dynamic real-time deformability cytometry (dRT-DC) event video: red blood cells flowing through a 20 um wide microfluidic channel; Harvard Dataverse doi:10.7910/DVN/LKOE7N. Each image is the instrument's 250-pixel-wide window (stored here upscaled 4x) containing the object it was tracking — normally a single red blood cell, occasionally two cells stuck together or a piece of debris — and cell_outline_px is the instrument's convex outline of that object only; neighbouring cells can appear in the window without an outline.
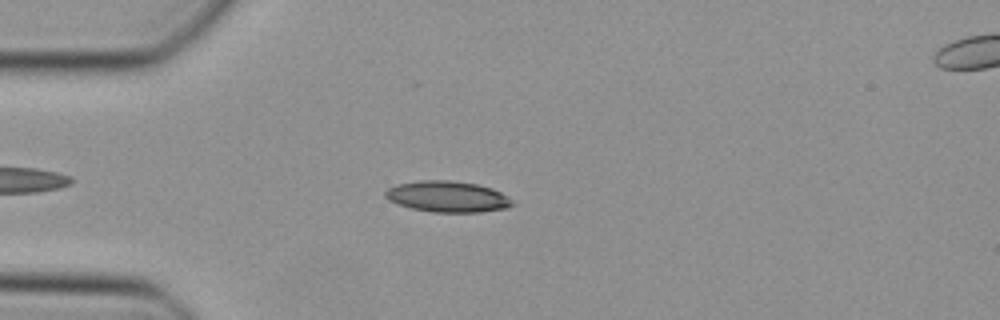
{"species": "Egyptian fruit bat (a non-hibernating species)", "species_latin": "Rousettus aegyptiacus", "temperature_condition": "cold", "stored_images_in_passage": 34, "camera_frame_rate_fps": 3000, "um_per_image_px": 0.085, "animal": {"sex": "female"}, "frame": {"image": 1, "passage_image": 4, "time_ms": 1.0, "image_size_px": [1000, 320], "cell_outline_px": [[516, 204], [508, 208], [480, 212], [432, 212], [412, 208], [396, 204], [388, 200], [384, 196], [384, 192], [388, 188], [396, 184], [420, 180], [448, 180], [476, 184], [492, 188], [508, 196]], "centroid_in_image_um": [38.03, 16.71], "position_along_channel_um": 47.0, "area_um2": 23.18}}
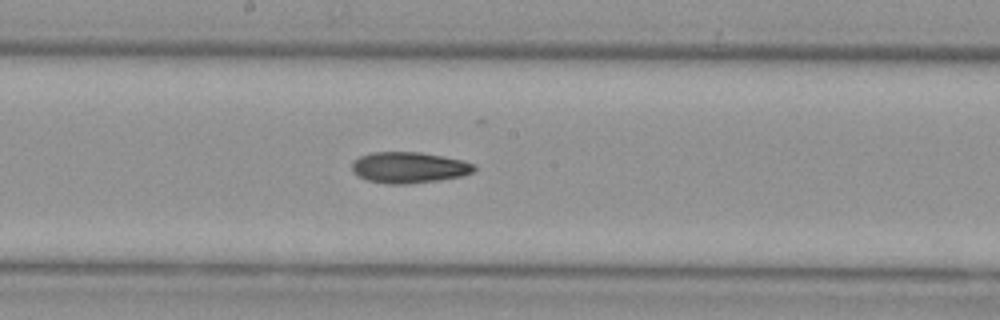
{"frame": {"image": 2, "passage_image": 17, "time_ms": 5.333, "image_size_px": [1000, 320], "cell_outline_px": [[476, 168], [472, 172], [464, 176], [436, 180], [404, 184], [388, 184], [368, 180], [352, 172], [352, 164], [360, 156], [372, 152], [420, 152], [444, 156], [464, 160], [476, 164]], "centroid_in_image_um": [34.8, 14.23], "position_along_channel_um": 213.4, "area_um2": 22.08}}
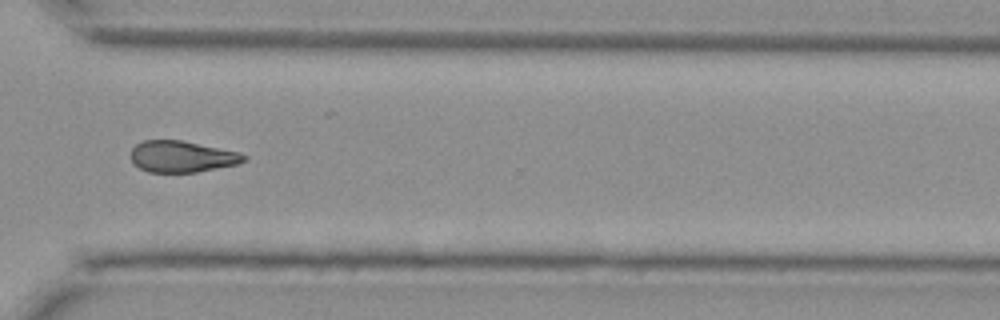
{"frame": {"image": 3, "passage_image": 27, "time_ms": 8.667, "image_size_px": [1000, 320], "cell_outline_px": [[248, 156], [244, 160], [236, 164], [196, 172], [148, 172], [140, 168], [132, 160], [132, 148], [136, 144], [144, 140], [180, 140], [240, 152]], "centroid_in_image_um": [15.46, 13.3], "position_along_channel_um": 355.1, "area_um2": 20.4}}